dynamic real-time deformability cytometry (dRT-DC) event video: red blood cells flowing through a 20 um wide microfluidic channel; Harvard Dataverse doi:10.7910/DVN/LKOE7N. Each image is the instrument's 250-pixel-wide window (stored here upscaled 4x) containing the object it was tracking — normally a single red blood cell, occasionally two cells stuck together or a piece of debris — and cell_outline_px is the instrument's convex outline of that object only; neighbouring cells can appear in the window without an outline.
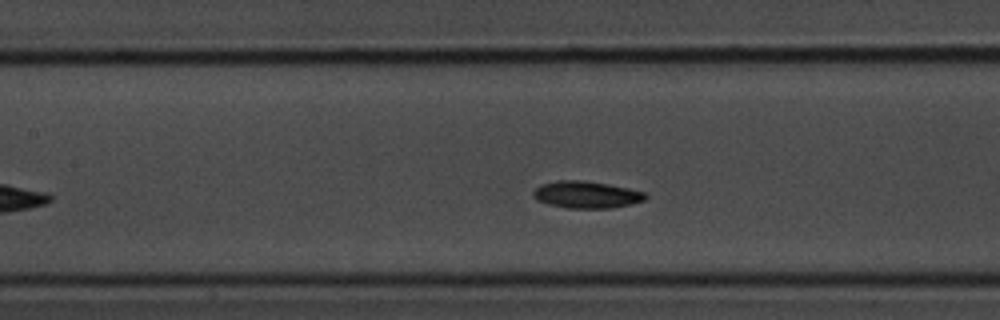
{"species": "common noctule bat (a hibernating species)", "species_latin": "Nyctalus noctula", "temperature_condition": "room temperature", "stored_images_in_passage": 30, "camera_frame_rate_fps": 3000, "um_per_image_px": 0.085, "animal": {"sex": "male", "body_mass_g": 20.1, "forearm_length_mm": 53.5}, "frame": {"image": 1, "passage_image": 13, "time_ms": 4.0, "image_size_px": [1000, 320], "cell_outline_px": [[648, 196], [644, 200], [632, 204], [612, 208], [568, 208], [548, 204], [536, 200], [532, 196], [532, 192], [540, 184], [556, 180], [584, 180], [608, 184], [648, 192]], "centroid_in_image_um": [49.85, 16.54], "position_along_channel_um": 157.6, "area_um2": 17.92}}